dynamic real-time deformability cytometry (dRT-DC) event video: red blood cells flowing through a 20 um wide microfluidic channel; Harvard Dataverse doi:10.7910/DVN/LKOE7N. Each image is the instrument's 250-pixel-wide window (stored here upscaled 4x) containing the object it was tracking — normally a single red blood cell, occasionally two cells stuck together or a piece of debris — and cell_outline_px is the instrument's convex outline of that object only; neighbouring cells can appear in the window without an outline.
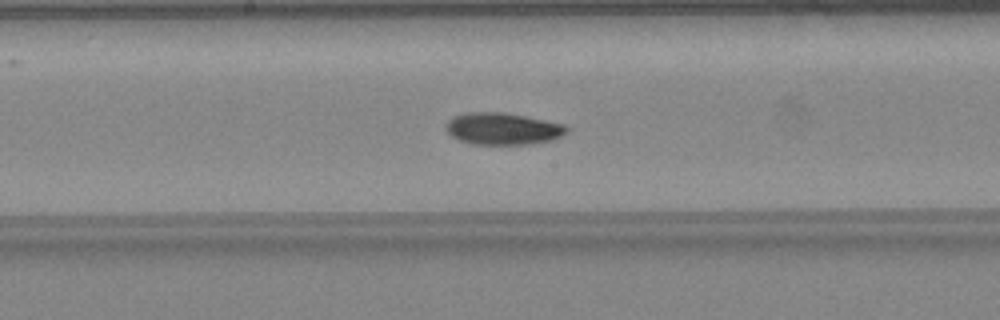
{"species": "common noctule bat (a hibernating species)", "species_latin": "Nyctalus noctula", "temperature_condition": "warm", "stored_images_in_passage": 49, "camera_frame_rate_fps": 3000, "um_per_image_px": 0.085, "animal": {"sex": "female", "body_mass_g": 24.6, "forearm_length_mm": 56.2}, "frame": {"image": 1, "passage_image": 26, "time_ms": 8.333, "image_size_px": [1000, 320], "cell_outline_px": [[568, 132], [564, 136], [552, 140], [528, 144], [472, 144], [460, 140], [452, 136], [444, 128], [444, 124], [452, 116], [464, 112], [504, 112], [564, 124], [568, 128]], "centroid_in_image_um": [42.71, 10.93], "position_along_channel_um": 205.5, "area_um2": 22.66}}
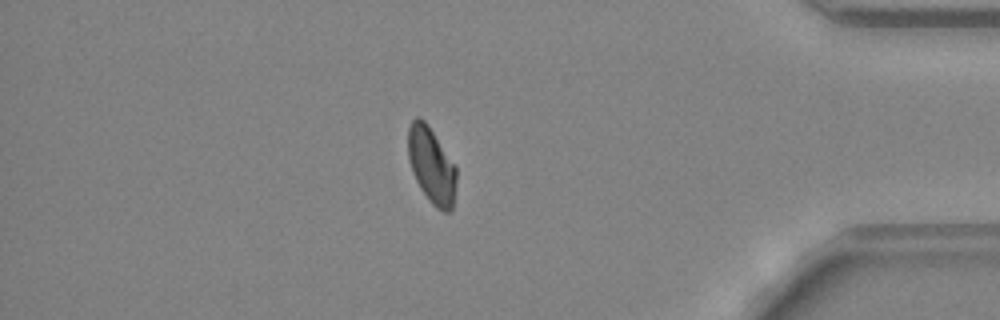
{"frame": {"image": 2, "passage_image": 42, "time_ms": 13.667, "image_size_px": [1000, 320], "cell_outline_px": [[456, 180], [452, 212], [444, 212], [436, 208], [428, 200], [420, 188], [412, 172], [408, 160], [408, 128], [412, 120], [416, 116], [420, 116], [428, 124], [456, 168]], "centroid_in_image_um": [36.66, 14.07], "position_along_channel_um": 398.5, "area_um2": 21.44}}
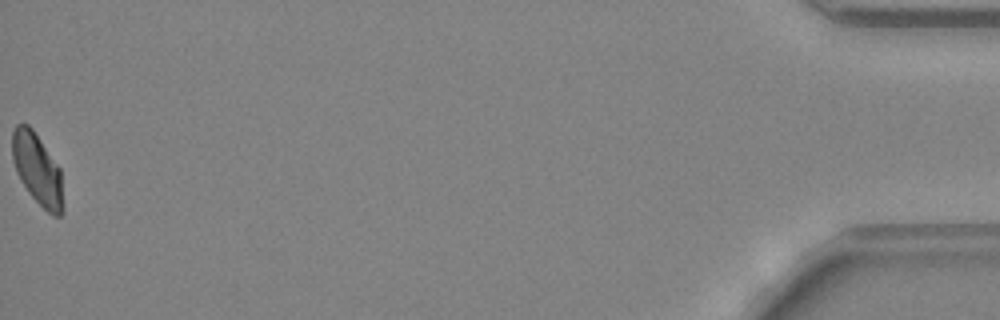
{"frame": {"image": 3, "passage_image": 49, "time_ms": 16.0, "image_size_px": [1000, 320], "cell_outline_px": [[64, 212], [60, 216], [52, 216], [28, 192], [20, 180], [16, 172], [12, 160], [12, 132], [16, 124], [28, 124], [32, 128], [60, 168], [64, 208]], "centroid_in_image_um": [3.17, 14.4], "position_along_channel_um": 432.0, "area_um2": 21.21}, "authors_computed_cell_mechanics": {"area_um2": 21.6172, "velocity_mm_per_s": 4.3009, "shape_relaxation_time_tau1_ms": 6.0524, "shape_relaxation_time_tau2_ms": 5.7213, "deformation_change_tau1": 0.1636, "deformation_change_tau2": 0.0859}}